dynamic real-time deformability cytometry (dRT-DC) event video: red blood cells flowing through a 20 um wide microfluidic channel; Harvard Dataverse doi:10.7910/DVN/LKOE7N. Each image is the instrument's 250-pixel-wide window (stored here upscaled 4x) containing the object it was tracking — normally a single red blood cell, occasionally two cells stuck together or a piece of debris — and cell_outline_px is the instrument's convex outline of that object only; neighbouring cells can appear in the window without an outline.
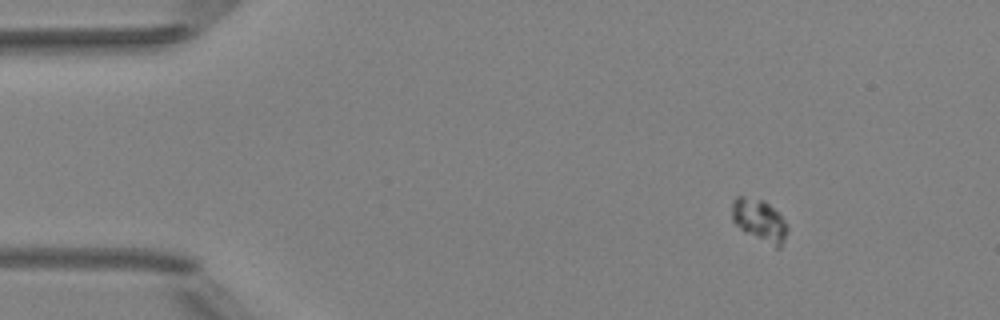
{"species": "Egyptian fruit bat (a non-hibernating species)", "species_latin": "Rousettus aegyptiacus", "temperature_condition": "room temperature", "stored_images_in_passage": 5, "camera_frame_rate_fps": 3000, "um_per_image_px": 0.085, "animal": {"sex": "female"}, "frame": {"image": 1, "passage_image": 2, "time_ms": 1.0, "image_size_px": [1000, 320], "cell_outline_px": [[788, 228], [784, 240], [780, 248], [776, 248], [744, 232], [732, 220], [732, 200], [736, 196], [744, 196], [764, 200], [784, 220]], "centroid_in_image_um": [64.52, 18.73], "position_along_channel_um": 20.5, "area_um2": 13.58}}
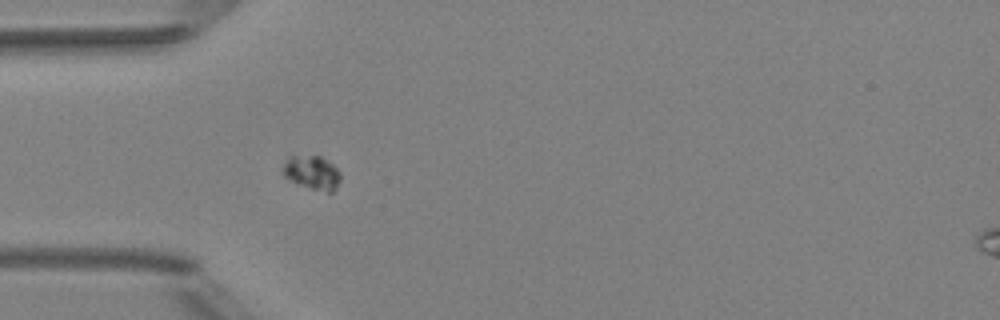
{"frame": {"image": 2, "passage_image": 5, "time_ms": 4.333, "image_size_px": [1000, 320], "cell_outline_px": [[340, 180], [336, 188], [332, 192], [328, 192], [296, 184], [284, 176], [284, 164], [288, 156], [320, 156], [332, 164], [340, 172]], "centroid_in_image_um": [26.53, 14.67], "position_along_channel_um": 58.5, "area_um2": 11.16}}